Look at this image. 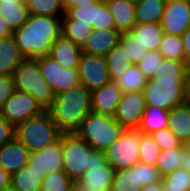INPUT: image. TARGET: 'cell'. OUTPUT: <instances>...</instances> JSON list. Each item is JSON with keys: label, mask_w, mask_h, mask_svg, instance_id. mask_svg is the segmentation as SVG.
<instances>
[{"label": "cell", "mask_w": 190, "mask_h": 191, "mask_svg": "<svg viewBox=\"0 0 190 191\" xmlns=\"http://www.w3.org/2000/svg\"><path fill=\"white\" fill-rule=\"evenodd\" d=\"M12 35L25 59L49 56L52 44L62 35V16L29 14Z\"/></svg>", "instance_id": "6da1fadb"}, {"label": "cell", "mask_w": 190, "mask_h": 191, "mask_svg": "<svg viewBox=\"0 0 190 191\" xmlns=\"http://www.w3.org/2000/svg\"><path fill=\"white\" fill-rule=\"evenodd\" d=\"M91 97L92 91L79 83L55 95L46 111L62 133H73L91 112Z\"/></svg>", "instance_id": "7a4b0ae2"}, {"label": "cell", "mask_w": 190, "mask_h": 191, "mask_svg": "<svg viewBox=\"0 0 190 191\" xmlns=\"http://www.w3.org/2000/svg\"><path fill=\"white\" fill-rule=\"evenodd\" d=\"M63 171L74 182L93 165L107 163L104 152L93 151L91 146L75 132L62 133Z\"/></svg>", "instance_id": "3957f363"}, {"label": "cell", "mask_w": 190, "mask_h": 191, "mask_svg": "<svg viewBox=\"0 0 190 191\" xmlns=\"http://www.w3.org/2000/svg\"><path fill=\"white\" fill-rule=\"evenodd\" d=\"M124 130L125 128L115 120L114 116L91 111L75 133L83 138L93 151L105 152Z\"/></svg>", "instance_id": "277c9868"}, {"label": "cell", "mask_w": 190, "mask_h": 191, "mask_svg": "<svg viewBox=\"0 0 190 191\" xmlns=\"http://www.w3.org/2000/svg\"><path fill=\"white\" fill-rule=\"evenodd\" d=\"M62 132L47 111L15 126L14 137L30 152L56 142Z\"/></svg>", "instance_id": "5b68a950"}, {"label": "cell", "mask_w": 190, "mask_h": 191, "mask_svg": "<svg viewBox=\"0 0 190 191\" xmlns=\"http://www.w3.org/2000/svg\"><path fill=\"white\" fill-rule=\"evenodd\" d=\"M12 78L15 90L31 94L45 110L52 104L55 95L35 59H24L13 72Z\"/></svg>", "instance_id": "8992f818"}, {"label": "cell", "mask_w": 190, "mask_h": 191, "mask_svg": "<svg viewBox=\"0 0 190 191\" xmlns=\"http://www.w3.org/2000/svg\"><path fill=\"white\" fill-rule=\"evenodd\" d=\"M184 76H157L147 81L144 95L147 106L167 111L185 103Z\"/></svg>", "instance_id": "52a82bcc"}, {"label": "cell", "mask_w": 190, "mask_h": 191, "mask_svg": "<svg viewBox=\"0 0 190 191\" xmlns=\"http://www.w3.org/2000/svg\"><path fill=\"white\" fill-rule=\"evenodd\" d=\"M139 143L140 132L137 129H125L104 152L107 162L115 170L136 165L139 162Z\"/></svg>", "instance_id": "ba28073f"}, {"label": "cell", "mask_w": 190, "mask_h": 191, "mask_svg": "<svg viewBox=\"0 0 190 191\" xmlns=\"http://www.w3.org/2000/svg\"><path fill=\"white\" fill-rule=\"evenodd\" d=\"M35 60L38 62L39 70L52 88L54 95L70 90L80 83L78 68L62 67L50 56H42Z\"/></svg>", "instance_id": "9c48e42d"}, {"label": "cell", "mask_w": 190, "mask_h": 191, "mask_svg": "<svg viewBox=\"0 0 190 191\" xmlns=\"http://www.w3.org/2000/svg\"><path fill=\"white\" fill-rule=\"evenodd\" d=\"M44 111L46 110L31 94L15 90L6 100L1 114L15 127L29 118L42 114Z\"/></svg>", "instance_id": "30bf717a"}, {"label": "cell", "mask_w": 190, "mask_h": 191, "mask_svg": "<svg viewBox=\"0 0 190 191\" xmlns=\"http://www.w3.org/2000/svg\"><path fill=\"white\" fill-rule=\"evenodd\" d=\"M78 72L80 83L91 91L111 82L104 56L82 52Z\"/></svg>", "instance_id": "8fae6325"}, {"label": "cell", "mask_w": 190, "mask_h": 191, "mask_svg": "<svg viewBox=\"0 0 190 191\" xmlns=\"http://www.w3.org/2000/svg\"><path fill=\"white\" fill-rule=\"evenodd\" d=\"M146 107L143 91L123 92L114 118L125 129H137Z\"/></svg>", "instance_id": "7c38bea8"}, {"label": "cell", "mask_w": 190, "mask_h": 191, "mask_svg": "<svg viewBox=\"0 0 190 191\" xmlns=\"http://www.w3.org/2000/svg\"><path fill=\"white\" fill-rule=\"evenodd\" d=\"M160 24L165 34L182 36L190 27V1L171 0L166 2Z\"/></svg>", "instance_id": "4fadbf2b"}, {"label": "cell", "mask_w": 190, "mask_h": 191, "mask_svg": "<svg viewBox=\"0 0 190 191\" xmlns=\"http://www.w3.org/2000/svg\"><path fill=\"white\" fill-rule=\"evenodd\" d=\"M28 165L45 177L48 173L63 170L62 134L60 138L41 150L30 152Z\"/></svg>", "instance_id": "5bb4252c"}, {"label": "cell", "mask_w": 190, "mask_h": 191, "mask_svg": "<svg viewBox=\"0 0 190 191\" xmlns=\"http://www.w3.org/2000/svg\"><path fill=\"white\" fill-rule=\"evenodd\" d=\"M115 169L107 162L104 165H93L89 171L75 181L79 191H110Z\"/></svg>", "instance_id": "9a60e30c"}, {"label": "cell", "mask_w": 190, "mask_h": 191, "mask_svg": "<svg viewBox=\"0 0 190 191\" xmlns=\"http://www.w3.org/2000/svg\"><path fill=\"white\" fill-rule=\"evenodd\" d=\"M122 93L115 81L94 89L91 97V111L114 116Z\"/></svg>", "instance_id": "2e32d148"}, {"label": "cell", "mask_w": 190, "mask_h": 191, "mask_svg": "<svg viewBox=\"0 0 190 191\" xmlns=\"http://www.w3.org/2000/svg\"><path fill=\"white\" fill-rule=\"evenodd\" d=\"M30 151L15 137L0 147V167L9 175L28 165Z\"/></svg>", "instance_id": "e0dca14e"}, {"label": "cell", "mask_w": 190, "mask_h": 191, "mask_svg": "<svg viewBox=\"0 0 190 191\" xmlns=\"http://www.w3.org/2000/svg\"><path fill=\"white\" fill-rule=\"evenodd\" d=\"M120 35L121 32L116 29H93L82 47V52L105 57L120 41Z\"/></svg>", "instance_id": "ac0fdd59"}, {"label": "cell", "mask_w": 190, "mask_h": 191, "mask_svg": "<svg viewBox=\"0 0 190 191\" xmlns=\"http://www.w3.org/2000/svg\"><path fill=\"white\" fill-rule=\"evenodd\" d=\"M81 54L82 48L61 35L52 44L49 56L56 60L62 67L78 68Z\"/></svg>", "instance_id": "d6986e66"}, {"label": "cell", "mask_w": 190, "mask_h": 191, "mask_svg": "<svg viewBox=\"0 0 190 191\" xmlns=\"http://www.w3.org/2000/svg\"><path fill=\"white\" fill-rule=\"evenodd\" d=\"M104 2L113 16L116 30L121 33L131 31L136 24L135 4L127 0H104Z\"/></svg>", "instance_id": "ffe728a7"}, {"label": "cell", "mask_w": 190, "mask_h": 191, "mask_svg": "<svg viewBox=\"0 0 190 191\" xmlns=\"http://www.w3.org/2000/svg\"><path fill=\"white\" fill-rule=\"evenodd\" d=\"M24 59L13 35L0 39V74L12 76Z\"/></svg>", "instance_id": "44dd1931"}, {"label": "cell", "mask_w": 190, "mask_h": 191, "mask_svg": "<svg viewBox=\"0 0 190 191\" xmlns=\"http://www.w3.org/2000/svg\"><path fill=\"white\" fill-rule=\"evenodd\" d=\"M168 128L182 143L190 138V109L186 103L168 111Z\"/></svg>", "instance_id": "7402d4cb"}, {"label": "cell", "mask_w": 190, "mask_h": 191, "mask_svg": "<svg viewBox=\"0 0 190 191\" xmlns=\"http://www.w3.org/2000/svg\"><path fill=\"white\" fill-rule=\"evenodd\" d=\"M130 32L147 50L156 51L165 34L160 23L135 24Z\"/></svg>", "instance_id": "603a6c76"}, {"label": "cell", "mask_w": 190, "mask_h": 191, "mask_svg": "<svg viewBox=\"0 0 190 191\" xmlns=\"http://www.w3.org/2000/svg\"><path fill=\"white\" fill-rule=\"evenodd\" d=\"M165 6L163 0H141L135 5L136 24L160 23Z\"/></svg>", "instance_id": "cb8c5ba5"}, {"label": "cell", "mask_w": 190, "mask_h": 191, "mask_svg": "<svg viewBox=\"0 0 190 191\" xmlns=\"http://www.w3.org/2000/svg\"><path fill=\"white\" fill-rule=\"evenodd\" d=\"M164 128H168V111L147 106L137 130L141 133L152 134Z\"/></svg>", "instance_id": "d4e9b609"}, {"label": "cell", "mask_w": 190, "mask_h": 191, "mask_svg": "<svg viewBox=\"0 0 190 191\" xmlns=\"http://www.w3.org/2000/svg\"><path fill=\"white\" fill-rule=\"evenodd\" d=\"M0 14L12 33L25 24L29 15L26 2L0 3Z\"/></svg>", "instance_id": "484cf974"}, {"label": "cell", "mask_w": 190, "mask_h": 191, "mask_svg": "<svg viewBox=\"0 0 190 191\" xmlns=\"http://www.w3.org/2000/svg\"><path fill=\"white\" fill-rule=\"evenodd\" d=\"M43 177L29 165L11 175L10 184L20 191H41Z\"/></svg>", "instance_id": "4316f807"}, {"label": "cell", "mask_w": 190, "mask_h": 191, "mask_svg": "<svg viewBox=\"0 0 190 191\" xmlns=\"http://www.w3.org/2000/svg\"><path fill=\"white\" fill-rule=\"evenodd\" d=\"M126 59V47L119 41L105 56L111 81H115L127 71L130 65Z\"/></svg>", "instance_id": "83f0119b"}, {"label": "cell", "mask_w": 190, "mask_h": 191, "mask_svg": "<svg viewBox=\"0 0 190 191\" xmlns=\"http://www.w3.org/2000/svg\"><path fill=\"white\" fill-rule=\"evenodd\" d=\"M110 191H141L139 187L138 163L129 168L115 170Z\"/></svg>", "instance_id": "f1b7e54d"}, {"label": "cell", "mask_w": 190, "mask_h": 191, "mask_svg": "<svg viewBox=\"0 0 190 191\" xmlns=\"http://www.w3.org/2000/svg\"><path fill=\"white\" fill-rule=\"evenodd\" d=\"M184 165V148L163 149L158 156L156 168L163 177L176 169L184 168Z\"/></svg>", "instance_id": "f546056e"}, {"label": "cell", "mask_w": 190, "mask_h": 191, "mask_svg": "<svg viewBox=\"0 0 190 191\" xmlns=\"http://www.w3.org/2000/svg\"><path fill=\"white\" fill-rule=\"evenodd\" d=\"M92 32L93 27L90 23H83L78 20H62V35L80 48L85 45Z\"/></svg>", "instance_id": "4dcf8cb0"}, {"label": "cell", "mask_w": 190, "mask_h": 191, "mask_svg": "<svg viewBox=\"0 0 190 191\" xmlns=\"http://www.w3.org/2000/svg\"><path fill=\"white\" fill-rule=\"evenodd\" d=\"M148 79L139 70L137 65H130L127 71L115 80L122 92L144 91Z\"/></svg>", "instance_id": "1f68e13d"}, {"label": "cell", "mask_w": 190, "mask_h": 191, "mask_svg": "<svg viewBox=\"0 0 190 191\" xmlns=\"http://www.w3.org/2000/svg\"><path fill=\"white\" fill-rule=\"evenodd\" d=\"M28 14L45 16H63L65 14L61 0H25Z\"/></svg>", "instance_id": "d6a6232c"}, {"label": "cell", "mask_w": 190, "mask_h": 191, "mask_svg": "<svg viewBox=\"0 0 190 191\" xmlns=\"http://www.w3.org/2000/svg\"><path fill=\"white\" fill-rule=\"evenodd\" d=\"M158 51L166 59L184 61V47L181 36L164 34Z\"/></svg>", "instance_id": "836d02e7"}, {"label": "cell", "mask_w": 190, "mask_h": 191, "mask_svg": "<svg viewBox=\"0 0 190 191\" xmlns=\"http://www.w3.org/2000/svg\"><path fill=\"white\" fill-rule=\"evenodd\" d=\"M160 151V147L157 145L151 134L140 132L139 162L156 166Z\"/></svg>", "instance_id": "e575fe53"}, {"label": "cell", "mask_w": 190, "mask_h": 191, "mask_svg": "<svg viewBox=\"0 0 190 191\" xmlns=\"http://www.w3.org/2000/svg\"><path fill=\"white\" fill-rule=\"evenodd\" d=\"M75 186V182L61 171L48 173L42 181L41 191H70Z\"/></svg>", "instance_id": "d590c367"}, {"label": "cell", "mask_w": 190, "mask_h": 191, "mask_svg": "<svg viewBox=\"0 0 190 191\" xmlns=\"http://www.w3.org/2000/svg\"><path fill=\"white\" fill-rule=\"evenodd\" d=\"M120 42L126 47V62L129 65H136L148 51L130 31L121 33Z\"/></svg>", "instance_id": "8d00e7d4"}, {"label": "cell", "mask_w": 190, "mask_h": 191, "mask_svg": "<svg viewBox=\"0 0 190 191\" xmlns=\"http://www.w3.org/2000/svg\"><path fill=\"white\" fill-rule=\"evenodd\" d=\"M165 191H190V172L179 168L162 177Z\"/></svg>", "instance_id": "74e56055"}, {"label": "cell", "mask_w": 190, "mask_h": 191, "mask_svg": "<svg viewBox=\"0 0 190 191\" xmlns=\"http://www.w3.org/2000/svg\"><path fill=\"white\" fill-rule=\"evenodd\" d=\"M97 2L84 7H72L62 16V20H78L83 23L96 25Z\"/></svg>", "instance_id": "f35d334b"}, {"label": "cell", "mask_w": 190, "mask_h": 191, "mask_svg": "<svg viewBox=\"0 0 190 191\" xmlns=\"http://www.w3.org/2000/svg\"><path fill=\"white\" fill-rule=\"evenodd\" d=\"M163 59L164 57L159 51L148 50L145 56L136 65L143 75L149 80L153 79V74Z\"/></svg>", "instance_id": "ab89813d"}, {"label": "cell", "mask_w": 190, "mask_h": 191, "mask_svg": "<svg viewBox=\"0 0 190 191\" xmlns=\"http://www.w3.org/2000/svg\"><path fill=\"white\" fill-rule=\"evenodd\" d=\"M187 64L184 61H177L164 58L153 74L157 76H185Z\"/></svg>", "instance_id": "60d3db41"}, {"label": "cell", "mask_w": 190, "mask_h": 191, "mask_svg": "<svg viewBox=\"0 0 190 191\" xmlns=\"http://www.w3.org/2000/svg\"><path fill=\"white\" fill-rule=\"evenodd\" d=\"M161 150L183 148V143L169 128H164L151 134Z\"/></svg>", "instance_id": "b9f144b4"}, {"label": "cell", "mask_w": 190, "mask_h": 191, "mask_svg": "<svg viewBox=\"0 0 190 191\" xmlns=\"http://www.w3.org/2000/svg\"><path fill=\"white\" fill-rule=\"evenodd\" d=\"M139 187L162 181V176L156 166L138 162Z\"/></svg>", "instance_id": "7bdbcfd3"}, {"label": "cell", "mask_w": 190, "mask_h": 191, "mask_svg": "<svg viewBox=\"0 0 190 191\" xmlns=\"http://www.w3.org/2000/svg\"><path fill=\"white\" fill-rule=\"evenodd\" d=\"M93 29H116L112 14L109 12L104 0L97 2L96 25H92Z\"/></svg>", "instance_id": "ee69618b"}, {"label": "cell", "mask_w": 190, "mask_h": 191, "mask_svg": "<svg viewBox=\"0 0 190 191\" xmlns=\"http://www.w3.org/2000/svg\"><path fill=\"white\" fill-rule=\"evenodd\" d=\"M14 91L15 87L12 76L0 74V113L3 110L6 100L14 93Z\"/></svg>", "instance_id": "f6af8a7d"}, {"label": "cell", "mask_w": 190, "mask_h": 191, "mask_svg": "<svg viewBox=\"0 0 190 191\" xmlns=\"http://www.w3.org/2000/svg\"><path fill=\"white\" fill-rule=\"evenodd\" d=\"M15 127L0 113V147L14 138Z\"/></svg>", "instance_id": "bcb514c9"}, {"label": "cell", "mask_w": 190, "mask_h": 191, "mask_svg": "<svg viewBox=\"0 0 190 191\" xmlns=\"http://www.w3.org/2000/svg\"><path fill=\"white\" fill-rule=\"evenodd\" d=\"M99 1L100 0H61V5L64 12H66L68 9L72 7H75V6L84 7Z\"/></svg>", "instance_id": "7dc6e473"}, {"label": "cell", "mask_w": 190, "mask_h": 191, "mask_svg": "<svg viewBox=\"0 0 190 191\" xmlns=\"http://www.w3.org/2000/svg\"><path fill=\"white\" fill-rule=\"evenodd\" d=\"M184 47V62L190 66V27L182 34Z\"/></svg>", "instance_id": "c3c4849f"}, {"label": "cell", "mask_w": 190, "mask_h": 191, "mask_svg": "<svg viewBox=\"0 0 190 191\" xmlns=\"http://www.w3.org/2000/svg\"><path fill=\"white\" fill-rule=\"evenodd\" d=\"M183 88L185 98H190V66H187L185 72Z\"/></svg>", "instance_id": "681fc988"}, {"label": "cell", "mask_w": 190, "mask_h": 191, "mask_svg": "<svg viewBox=\"0 0 190 191\" xmlns=\"http://www.w3.org/2000/svg\"><path fill=\"white\" fill-rule=\"evenodd\" d=\"M10 178L11 175L0 167V190H3L5 187L10 185Z\"/></svg>", "instance_id": "f907efd6"}, {"label": "cell", "mask_w": 190, "mask_h": 191, "mask_svg": "<svg viewBox=\"0 0 190 191\" xmlns=\"http://www.w3.org/2000/svg\"><path fill=\"white\" fill-rule=\"evenodd\" d=\"M141 191H165V188L163 182L159 181L153 184L143 186Z\"/></svg>", "instance_id": "816d5d0a"}, {"label": "cell", "mask_w": 190, "mask_h": 191, "mask_svg": "<svg viewBox=\"0 0 190 191\" xmlns=\"http://www.w3.org/2000/svg\"><path fill=\"white\" fill-rule=\"evenodd\" d=\"M12 35V32L8 28L6 22L3 20L2 15L0 14V39Z\"/></svg>", "instance_id": "f5cc1de1"}, {"label": "cell", "mask_w": 190, "mask_h": 191, "mask_svg": "<svg viewBox=\"0 0 190 191\" xmlns=\"http://www.w3.org/2000/svg\"><path fill=\"white\" fill-rule=\"evenodd\" d=\"M184 169L190 172V151L184 149Z\"/></svg>", "instance_id": "db71d44e"}, {"label": "cell", "mask_w": 190, "mask_h": 191, "mask_svg": "<svg viewBox=\"0 0 190 191\" xmlns=\"http://www.w3.org/2000/svg\"><path fill=\"white\" fill-rule=\"evenodd\" d=\"M182 145H183V148H184L186 151H190V138L187 139Z\"/></svg>", "instance_id": "11a10c76"}, {"label": "cell", "mask_w": 190, "mask_h": 191, "mask_svg": "<svg viewBox=\"0 0 190 191\" xmlns=\"http://www.w3.org/2000/svg\"><path fill=\"white\" fill-rule=\"evenodd\" d=\"M16 3V2H25V0H0V3L9 4V3Z\"/></svg>", "instance_id": "9f6ffc18"}, {"label": "cell", "mask_w": 190, "mask_h": 191, "mask_svg": "<svg viewBox=\"0 0 190 191\" xmlns=\"http://www.w3.org/2000/svg\"><path fill=\"white\" fill-rule=\"evenodd\" d=\"M2 191H20L17 188L13 187L11 184L5 187Z\"/></svg>", "instance_id": "6f0895ef"}, {"label": "cell", "mask_w": 190, "mask_h": 191, "mask_svg": "<svg viewBox=\"0 0 190 191\" xmlns=\"http://www.w3.org/2000/svg\"><path fill=\"white\" fill-rule=\"evenodd\" d=\"M185 103L190 109V98H185Z\"/></svg>", "instance_id": "680465c9"}, {"label": "cell", "mask_w": 190, "mask_h": 191, "mask_svg": "<svg viewBox=\"0 0 190 191\" xmlns=\"http://www.w3.org/2000/svg\"><path fill=\"white\" fill-rule=\"evenodd\" d=\"M127 1H129V2H131V3H133V4H138L141 0H127Z\"/></svg>", "instance_id": "91938a15"}, {"label": "cell", "mask_w": 190, "mask_h": 191, "mask_svg": "<svg viewBox=\"0 0 190 191\" xmlns=\"http://www.w3.org/2000/svg\"><path fill=\"white\" fill-rule=\"evenodd\" d=\"M70 191H79L75 186Z\"/></svg>", "instance_id": "94428289"}]
</instances>
